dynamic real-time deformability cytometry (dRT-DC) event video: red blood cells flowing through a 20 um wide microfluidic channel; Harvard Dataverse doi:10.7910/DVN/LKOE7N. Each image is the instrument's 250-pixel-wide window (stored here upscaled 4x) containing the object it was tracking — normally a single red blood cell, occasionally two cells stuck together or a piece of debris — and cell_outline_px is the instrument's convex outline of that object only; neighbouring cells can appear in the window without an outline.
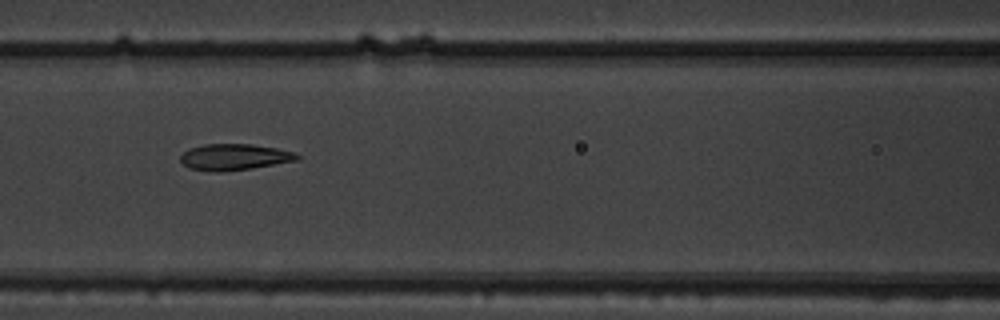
{"species": "common noctule bat (a hibernating species)", "species_latin": "Nyctalus noctula", "temperature_condition": "warm", "stored_images_in_passage": 15, "camera_frame_rate_fps": 3000, "um_per_image_px": 0.085, "animal": {"sex": "male", "body_mass_g": 19.5, "forearm_length_mm": 54.6}, "frame": {"image": 1, "passage_image": 7, "time_ms": 2.0, "image_size_px": [1000, 320], "cell_outline_px": [[300, 160], [252, 168], [220, 172], [212, 172], [188, 168], [180, 160], [180, 156], [188, 148], [204, 144], [252, 144], [276, 148], [296, 152], [300, 156]], "centroid_in_image_um": [19.93, 13.35], "position_along_channel_um": 146.7, "area_um2": 18.03}}
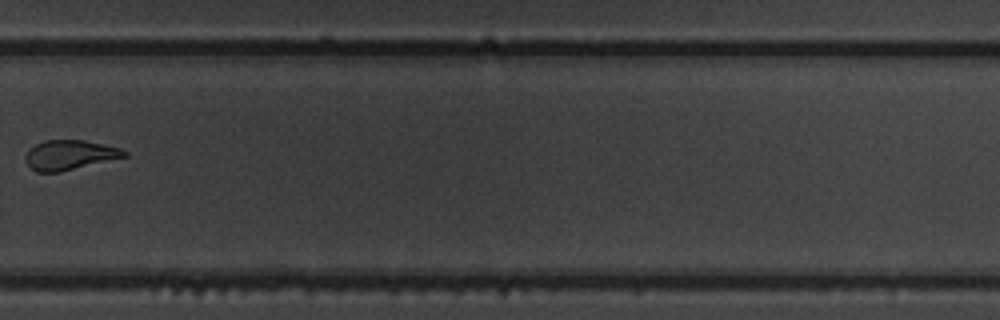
{"frame": {"image": 2, "passage_image": 11, "time_ms": 3.333, "image_size_px": [1000, 320], "cell_outline_px": [[128, 156], [60, 172], [36, 172], [24, 160], [24, 156], [36, 144], [44, 140], [84, 140], [120, 148], [128, 152]], "centroid_in_image_um": [5.93, 13.17], "position_along_channel_um": 323.9, "area_um2": 16.99}}
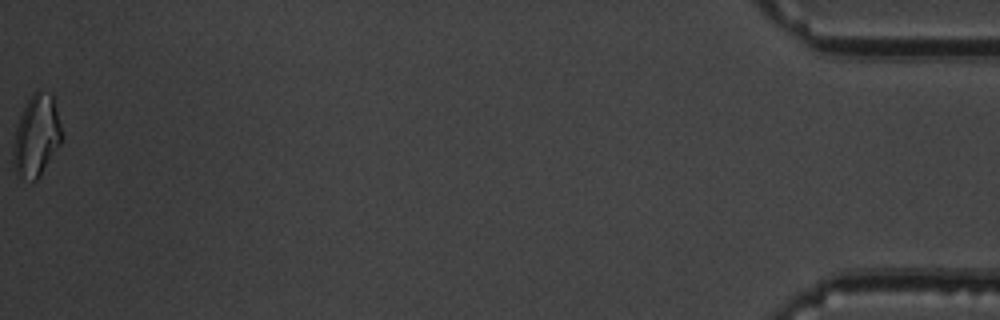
{"frame": {"image": 3, "passage_image": 15, "time_ms": 4.667, "image_size_px": [1000, 320], "cell_outline_px": [[64, 136], [60, 144], [40, 176], [36, 180], [32, 180], [16, 176], [12, 160], [12, 148], [16, 124], [32, 92], [36, 88], [40, 88], [52, 92]], "centroid_in_image_um": [3.1, 11.5], "position_along_channel_um": 432.1, "area_um2": 23.7}}